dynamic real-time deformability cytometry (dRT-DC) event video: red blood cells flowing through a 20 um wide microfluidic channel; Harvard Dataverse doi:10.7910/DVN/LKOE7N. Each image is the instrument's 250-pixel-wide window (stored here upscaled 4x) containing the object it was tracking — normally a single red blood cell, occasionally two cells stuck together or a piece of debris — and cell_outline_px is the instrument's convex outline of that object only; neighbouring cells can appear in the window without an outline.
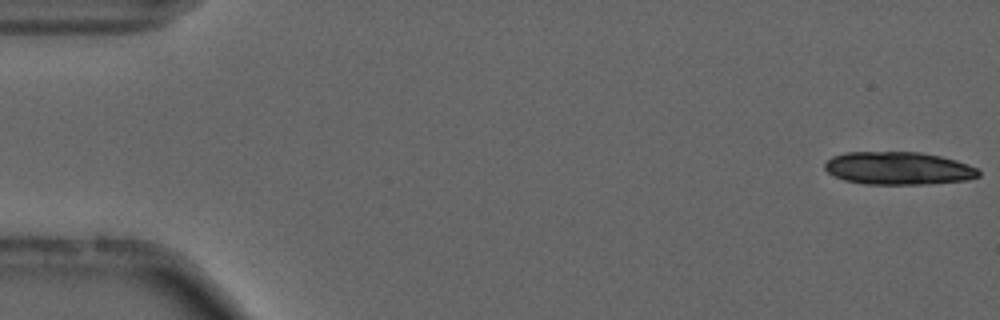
{"species": "common noctule bat (a hibernating species)", "species_latin": "Nyctalus noctula", "temperature_condition": "cold", "stored_images_in_passage": 54, "camera_frame_rate_fps": 3000, "um_per_image_px": 0.085, "animal": {"sex": "male", "forearm_length_mm": 52.5}, "frame": {"image": 1, "passage_image": 1, "time_ms": 0.0, "image_size_px": [1000, 320], "cell_outline_px": [[980, 176], [968, 180], [928, 184], [864, 184], [844, 180], [832, 176], [824, 168], [824, 164], [832, 156], [844, 152], [920, 152], [940, 156], [956, 160], [968, 164], [976, 168], [980, 172]], "centroid_in_image_um": [76.35, 14.3], "position_along_channel_um": 8.7, "area_um2": 29.65}, "authors_computed_cell_mechanics": {"area_um2": 18.496, "velocity_mm_per_s": 3.7275, "shape_relaxation_time_tau1_ms": 7.3209, "shape_relaxation_time_tau2_ms": 2.0787, "deformation_change_tau1": 0.1578, "deformation_change_tau2": 0.1048}}